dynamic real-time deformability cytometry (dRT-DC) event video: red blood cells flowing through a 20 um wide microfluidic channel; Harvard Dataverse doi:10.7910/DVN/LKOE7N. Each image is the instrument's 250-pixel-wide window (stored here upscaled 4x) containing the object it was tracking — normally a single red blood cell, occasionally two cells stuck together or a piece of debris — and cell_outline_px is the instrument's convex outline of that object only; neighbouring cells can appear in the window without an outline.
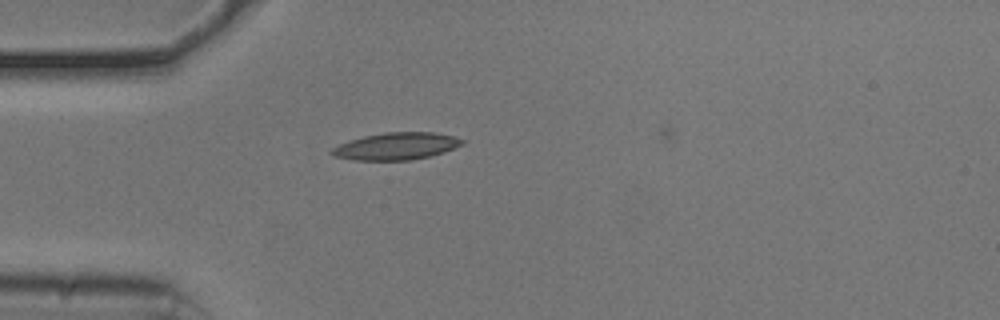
{"species": "common noctule bat (a hibernating species)", "species_latin": "Nyctalus noctula", "temperature_condition": "cold", "stored_images_in_passage": 31, "camera_frame_rate_fps": 3000, "um_per_image_px": 0.085, "animal": {"sex": "male", "body_mass_g": 20.5, "forearm_length_mm": 52.5}, "frame": {"image": 1, "passage_image": 3, "time_ms": 0.667, "image_size_px": [1000, 320], "cell_outline_px": [[464, 144], [444, 152], [428, 156], [408, 160], [352, 160], [332, 156], [328, 152], [332, 148], [348, 140], [364, 136], [384, 132], [432, 132], [452, 136], [464, 140]], "centroid_in_image_um": [33.63, 12.43], "position_along_channel_um": 51.4, "area_um2": 20.63}}
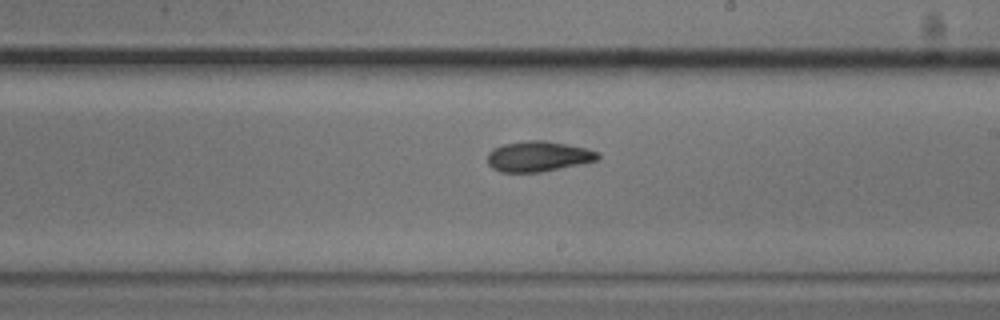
{"frame": {"image": 2, "passage_image": 19, "time_ms": 6.0, "image_size_px": [1000, 320], "cell_outline_px": [[600, 156], [596, 160], [540, 172], [500, 172], [492, 168], [488, 164], [488, 152], [492, 148], [504, 144], [524, 140], [544, 140], [568, 144], [600, 152]], "centroid_in_image_um": [45.7, 13.28], "position_along_channel_um": 243.3, "area_um2": 19.48}}
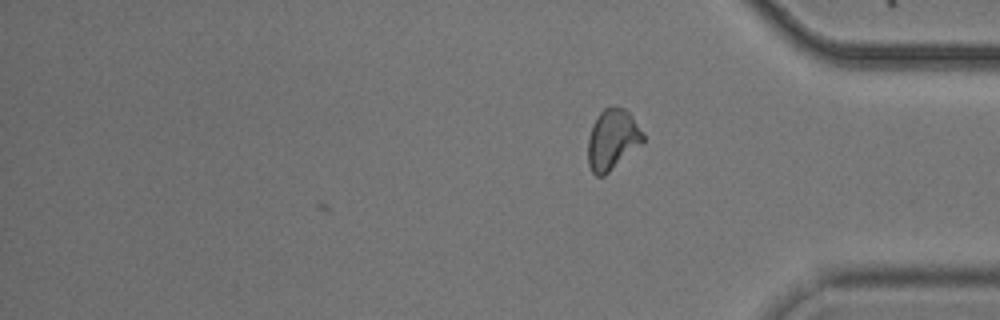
{"frame": {"image": 3, "passage_image": 31, "time_ms": 10.0, "image_size_px": [1000, 320], "cell_outline_px": [[644, 140], [604, 176], [596, 176], [592, 172], [588, 164], [588, 140], [592, 124], [600, 112], [604, 108], [612, 104], [624, 108], [632, 116], [644, 136]], "centroid_in_image_um": [52.02, 11.82], "position_along_channel_um": 383.2, "area_um2": 19.19}, "authors_computed_cell_mechanics": {"area_um2": 19.0162, "velocity_mm_per_s": 3.7627, "shape_relaxation_time_tau1_ms": 3.7586, "shape_relaxation_time_tau2_ms": 5.4065, "deformation_change_tau1": 0.1393, "deformation_change_tau2": 0.1349}}